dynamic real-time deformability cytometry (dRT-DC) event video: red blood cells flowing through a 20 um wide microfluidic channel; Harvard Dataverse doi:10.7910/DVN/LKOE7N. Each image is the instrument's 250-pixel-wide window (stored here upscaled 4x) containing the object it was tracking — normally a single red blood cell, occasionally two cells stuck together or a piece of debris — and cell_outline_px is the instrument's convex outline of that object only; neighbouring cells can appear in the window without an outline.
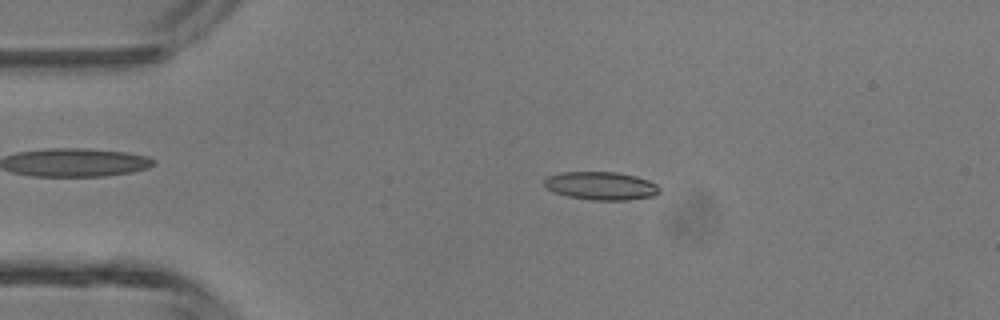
{"species": "common noctule bat (a hibernating species)", "species_latin": "Nyctalus noctula", "temperature_condition": "room temperature", "stored_images_in_passage": 45, "camera_frame_rate_fps": 3000, "um_per_image_px": 0.085, "animal": {"sex": "male", "body_mass_g": 13.3}, "frame": {"image": 1, "passage_image": 9, "time_ms": 2.667, "image_size_px": [1000, 320], "cell_outline_px": [[660, 192], [652, 196], [628, 200], [592, 200], [568, 196], [556, 192], [548, 188], [544, 184], [544, 180], [548, 176], [560, 172], [616, 172], [636, 176], [648, 180], [656, 184], [660, 188]], "centroid_in_image_um": [51.11, 15.79], "position_along_channel_um": 33.9, "area_um2": 18.79}}
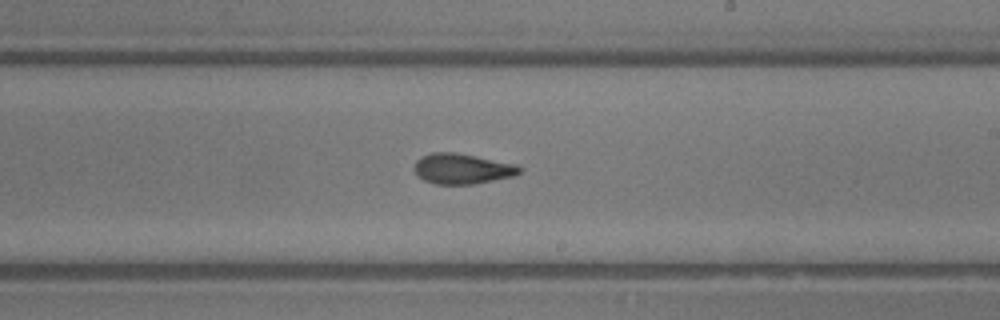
{"frame": {"image": 2, "passage_image": 26, "time_ms": 8.333, "image_size_px": [1000, 320], "cell_outline_px": [[524, 168], [516, 176], [472, 184], [436, 184], [424, 180], [416, 176], [412, 168], [416, 160], [420, 156], [432, 152], [456, 152], [516, 164]], "centroid_in_image_um": [39.26, 14.34], "position_along_channel_um": 249.7, "area_um2": 18.96}}
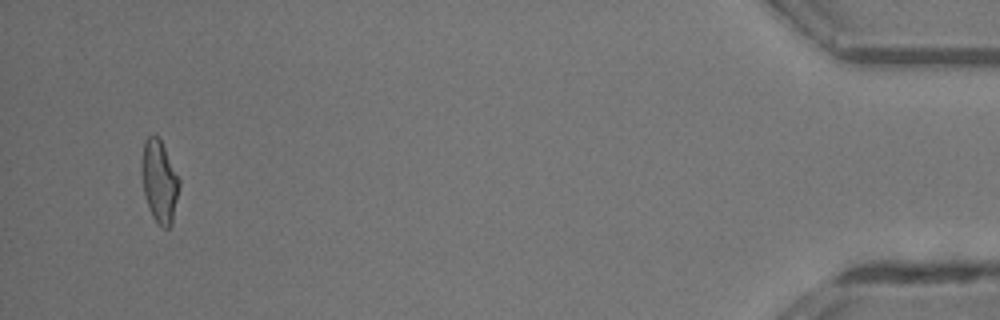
{"frame": {"image": 3, "passage_image": 43, "time_ms": 14.0, "image_size_px": [1000, 320], "cell_outline_px": [[180, 184], [172, 224], [168, 228], [164, 228], [152, 216], [148, 208], [144, 196], [140, 172], [140, 160], [144, 140], [148, 136], [156, 132], [180, 180]], "centroid_in_image_um": [13.5, 15.38], "position_along_channel_um": 421.7, "area_um2": 18.32}, "authors_computed_cell_mechanics": {"area_um2": 18.3804, "velocity_mm_per_s": 4.5311, "shape_relaxation_time_tau1_ms": 4.194, "shape_relaxation_time_tau2_ms": 2.0683, "deformation_change_tau1": 0.1671, "deformation_change_tau2": 0.1071}}